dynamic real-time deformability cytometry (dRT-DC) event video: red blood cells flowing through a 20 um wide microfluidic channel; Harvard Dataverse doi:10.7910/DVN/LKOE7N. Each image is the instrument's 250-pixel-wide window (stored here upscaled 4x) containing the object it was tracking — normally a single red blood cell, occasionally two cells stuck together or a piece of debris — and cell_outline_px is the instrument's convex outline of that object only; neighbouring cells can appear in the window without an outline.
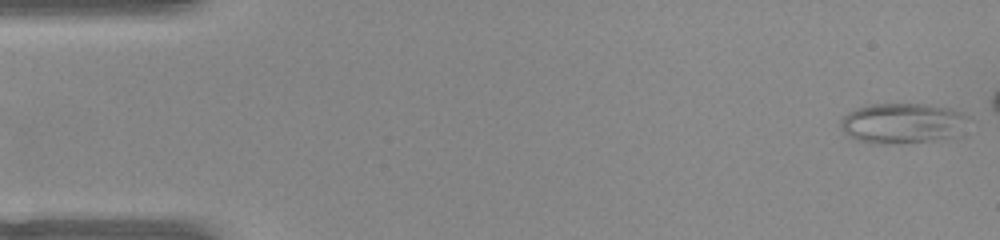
{"species": "common noctule bat (a hibernating species)", "species_latin": "Nyctalus noctula", "temperature_condition": "warm", "stored_images_in_passage": 41, "camera_frame_rate_fps": 3000, "um_per_image_px": 0.085, "animal": {"sex": "female", "body_mass_g": 22.0, "forearm_length_mm": 56.7}, "frame": {"image": 1, "passage_image": 1, "time_ms": 0.0, "image_size_px": [1000, 240], "cell_outline_px": [[976, 120], [960, 136], [904, 144], [880, 144], [856, 140], [844, 132], [840, 128], [840, 120], [848, 112], [856, 108], [872, 104], [928, 104], [952, 108], [972, 116]], "centroid_in_image_um": [76.87, 10.48], "position_along_channel_um": 8.1, "area_um2": 31.21}}
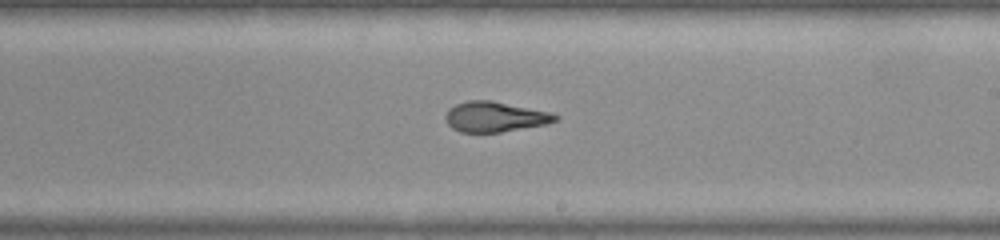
{"frame": {"image": 2, "passage_image": 29, "time_ms": 9.333, "image_size_px": [1000, 240], "cell_outline_px": [[560, 116], [556, 120], [548, 124], [500, 132], [460, 132], [452, 128], [448, 124], [444, 116], [448, 108], [456, 104], [468, 100], [492, 100], [552, 112]], "centroid_in_image_um": [42.07, 9.92], "position_along_channel_um": 246.9, "area_um2": 19.54}}
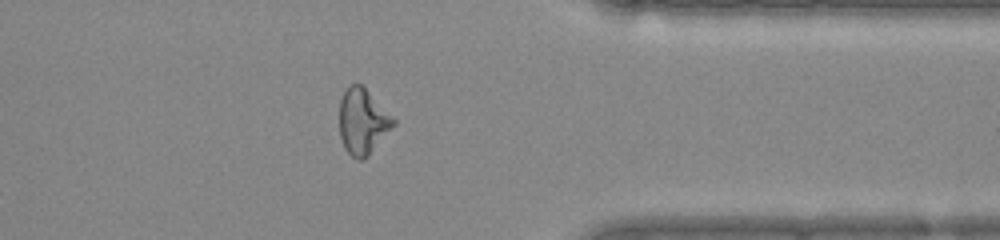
{"frame": {"image": 3, "passage_image": 40, "time_ms": 13.0, "image_size_px": [1000, 240], "cell_outline_px": [[396, 124], [368, 156], [364, 160], [356, 160], [344, 148], [340, 136], [340, 100], [348, 84], [360, 84], [396, 120]], "centroid_in_image_um": [30.82, 10.36], "position_along_channel_um": 380.6, "area_um2": 20.46}}